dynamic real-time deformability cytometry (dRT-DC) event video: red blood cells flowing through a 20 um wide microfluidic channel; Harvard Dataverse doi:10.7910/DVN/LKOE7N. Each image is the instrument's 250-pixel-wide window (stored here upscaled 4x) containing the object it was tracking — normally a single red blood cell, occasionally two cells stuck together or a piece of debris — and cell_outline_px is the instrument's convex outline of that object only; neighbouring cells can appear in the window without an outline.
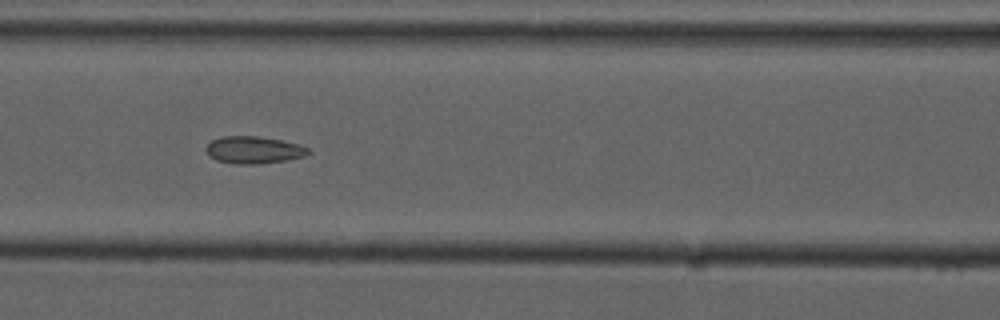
{"species": "common noctule bat (a hibernating species)", "species_latin": "Nyctalus noctula", "temperature_condition": "cold", "stored_images_in_passage": 8, "camera_frame_rate_fps": 3000, "um_per_image_px": 0.085, "animal": {"sex": "male", "forearm_length_mm": 52.5}, "frame": {"image": 1, "passage_image": 7, "time_ms": 7.0, "image_size_px": [1000, 320], "cell_outline_px": [[312, 152], [304, 156], [288, 160], [256, 164], [236, 164], [216, 160], [208, 156], [204, 148], [212, 140], [220, 136], [260, 136], [280, 140], [296, 144], [308, 148]], "centroid_in_image_um": [21.53, 12.74], "position_along_channel_um": 145.1, "area_um2": 16.3}}
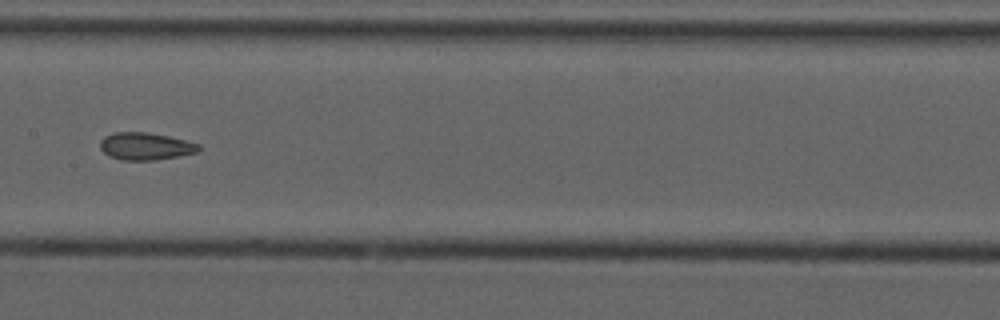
{"frame": {"image": 2, "passage_image": 8, "time_ms": 8.333, "image_size_px": [1000, 320], "cell_outline_px": [[200, 148], [196, 152], [156, 160], [120, 160], [104, 152], [100, 148], [100, 140], [104, 136], [112, 132], [148, 132], [168, 136], [200, 144]], "centroid_in_image_um": [12.33, 12.42], "position_along_channel_um": 195.1, "area_um2": 15.61}}